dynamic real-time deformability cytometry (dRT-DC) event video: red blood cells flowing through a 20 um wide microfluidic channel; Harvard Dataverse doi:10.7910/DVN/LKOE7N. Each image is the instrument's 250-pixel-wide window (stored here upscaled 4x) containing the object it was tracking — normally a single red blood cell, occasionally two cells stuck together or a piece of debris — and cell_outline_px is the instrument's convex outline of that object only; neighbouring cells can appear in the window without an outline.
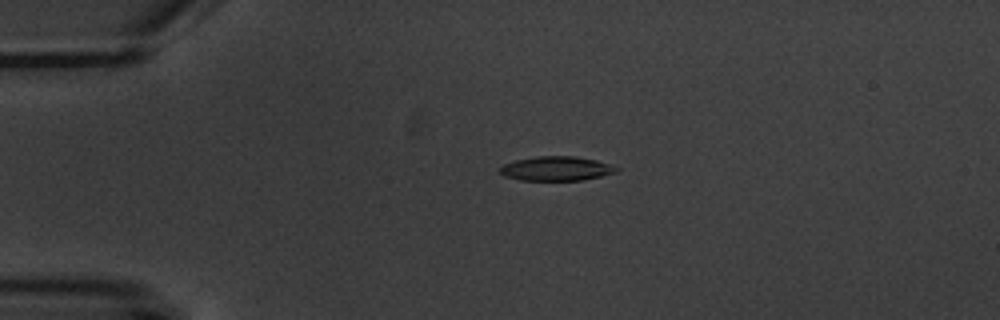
{"species": "common noctule bat (a hibernating species)", "species_latin": "Nyctalus noctula", "temperature_condition": "warm", "stored_images_in_passage": 4, "camera_frame_rate_fps": 3000, "um_per_image_px": 0.085, "animal": {"sex": "male", "body_mass_g": 20.1, "forearm_length_mm": 53.5}, "frame": {"image": 1, "passage_image": 3, "time_ms": 2.333, "image_size_px": [1000, 320], "cell_outline_px": [[620, 168], [616, 172], [584, 180], [520, 180], [504, 176], [496, 172], [496, 168], [504, 164], [516, 160], [536, 156], [576, 156], [596, 160]], "centroid_in_image_um": [47.22, 14.33], "position_along_channel_um": 37.8, "area_um2": 16.65}}